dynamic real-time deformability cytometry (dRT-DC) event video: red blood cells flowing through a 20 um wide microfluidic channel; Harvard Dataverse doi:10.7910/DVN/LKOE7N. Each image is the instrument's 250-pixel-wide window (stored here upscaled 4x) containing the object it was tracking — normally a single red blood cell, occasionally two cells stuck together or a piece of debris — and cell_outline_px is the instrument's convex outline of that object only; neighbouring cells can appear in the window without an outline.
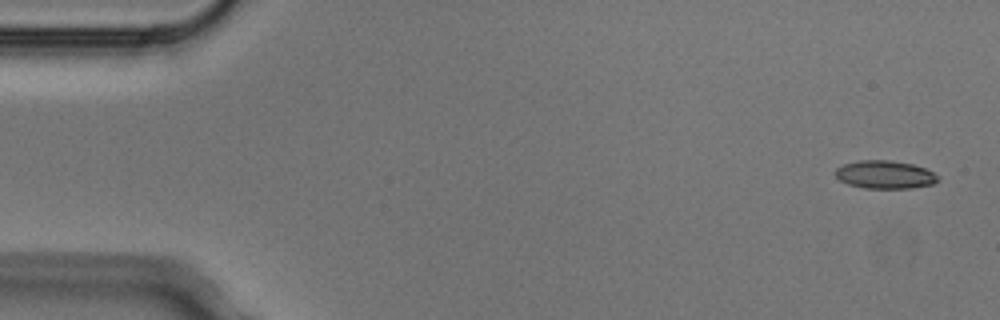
{"species": "Egyptian fruit bat (a non-hibernating species)", "species_latin": "Rousettus aegyptiacus", "temperature_condition": "cold", "stored_images_in_passage": 7, "camera_frame_rate_fps": 3000, "um_per_image_px": 0.085, "animal": {"sex": "male"}, "frame": {"image": 1, "passage_image": 1, "time_ms": 0.0, "image_size_px": [1000, 320], "cell_outline_px": [[940, 180], [932, 184], [912, 188], [864, 188], [848, 184], [840, 180], [836, 176], [836, 168], [844, 164], [860, 160], [892, 160], [912, 164], [924, 168], [940, 176]], "centroid_in_image_um": [75.24, 14.84], "position_along_channel_um": 9.8, "area_um2": 16.76}}
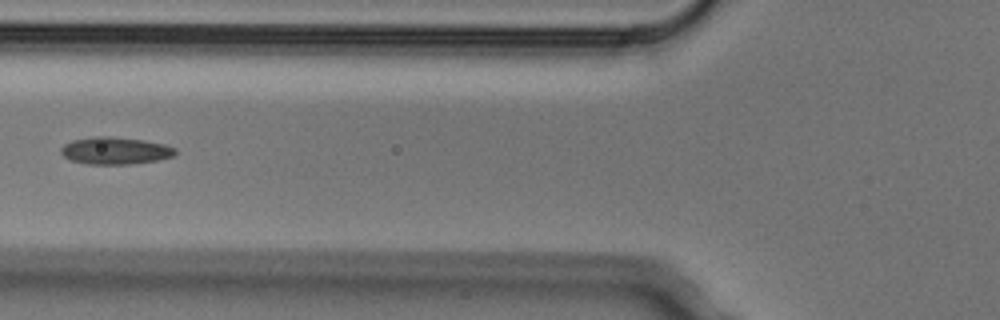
{"frame": {"image": 2, "passage_image": 6, "time_ms": 1.667, "image_size_px": [1000, 320], "cell_outline_px": [[176, 152], [172, 156], [156, 160], [128, 164], [88, 164], [72, 160], [64, 156], [60, 152], [60, 148], [64, 144], [72, 140], [96, 136], [112, 136], [144, 140], [164, 144], [176, 148]], "centroid_in_image_um": [9.77, 12.79], "position_along_channel_um": 116.0, "area_um2": 18.03}}
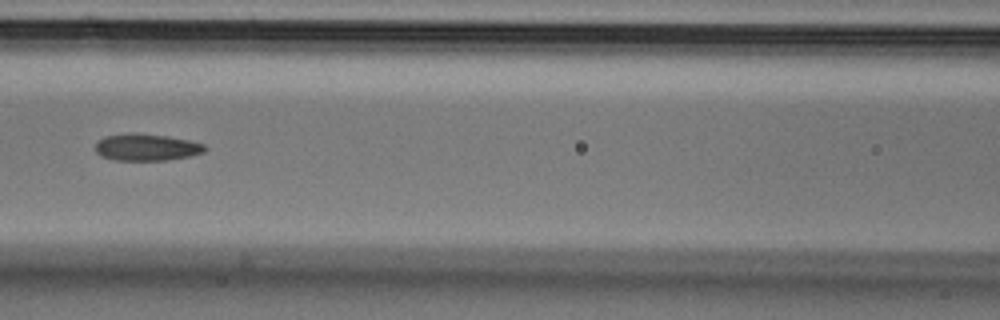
{"frame": {"image": 3, "passage_image": 7, "time_ms": 2.0, "image_size_px": [1000, 320], "cell_outline_px": [[208, 148], [204, 152], [192, 156], [164, 160], [112, 160], [100, 156], [96, 152], [96, 140], [104, 136], [132, 132], [136, 132], [168, 136], [188, 140], [204, 144]], "centroid_in_image_um": [12.43, 12.51], "position_along_channel_um": 154.2, "area_um2": 17.46}}